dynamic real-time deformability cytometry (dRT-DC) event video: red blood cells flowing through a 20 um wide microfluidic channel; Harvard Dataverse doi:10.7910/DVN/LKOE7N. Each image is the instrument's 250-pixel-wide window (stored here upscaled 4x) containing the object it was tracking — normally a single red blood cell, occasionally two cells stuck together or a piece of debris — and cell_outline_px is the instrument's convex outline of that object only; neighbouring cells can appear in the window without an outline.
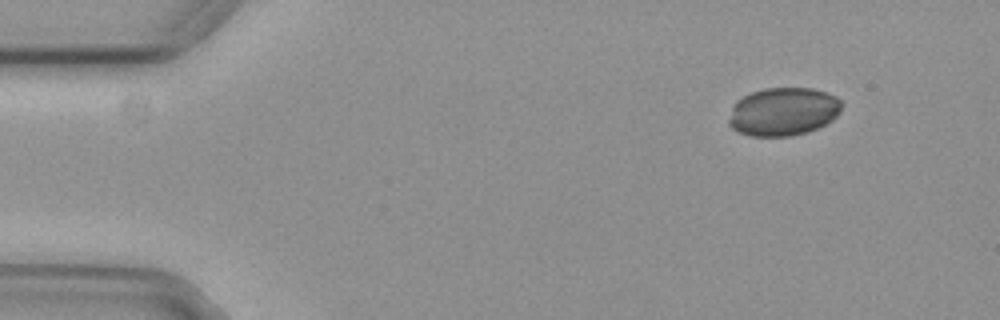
{"species": "common noctule bat (a hibernating species)", "species_latin": "Nyctalus noctula", "temperature_condition": "cold", "stored_images_in_passage": 28, "camera_frame_rate_fps": 3000, "um_per_image_px": 0.085, "animal": {"sex": "female", "body_mass_g": 29.2, "forearm_length_mm": 56.3}, "frame": {"image": 1, "passage_image": 1, "time_ms": 0.0, "image_size_px": [1000, 320], "cell_outline_px": [[840, 112], [832, 120], [816, 128], [804, 132], [788, 136], [752, 136], [740, 132], [732, 128], [728, 124], [728, 120], [732, 108], [736, 100], [752, 92], [764, 88], [812, 88], [836, 96], [840, 100]], "centroid_in_image_um": [66.55, 9.48], "position_along_channel_um": 18.5, "area_um2": 31.44}}
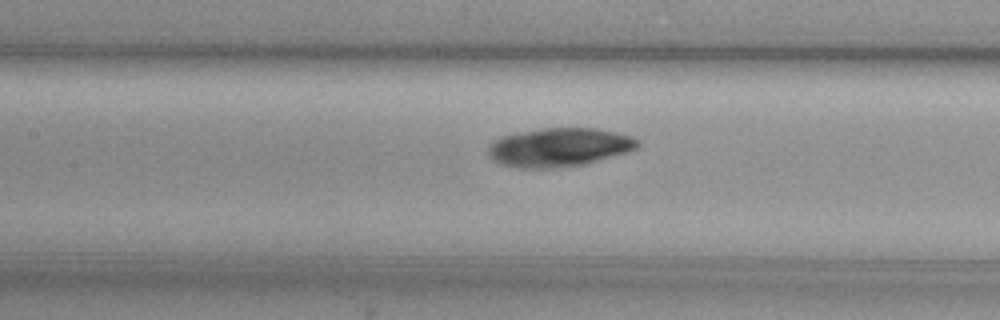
{"frame": {"image": 2, "passage_image": 20, "time_ms": 6.333, "image_size_px": [1000, 320], "cell_outline_px": [[640, 144], [636, 148], [624, 152], [584, 164], [552, 168], [516, 168], [500, 164], [492, 160], [488, 152], [488, 148], [500, 136], [540, 128], [596, 128], [616, 132], [632, 136], [640, 140]], "centroid_in_image_um": [47.51, 12.51], "position_along_channel_um": 159.9, "area_um2": 33.52}}
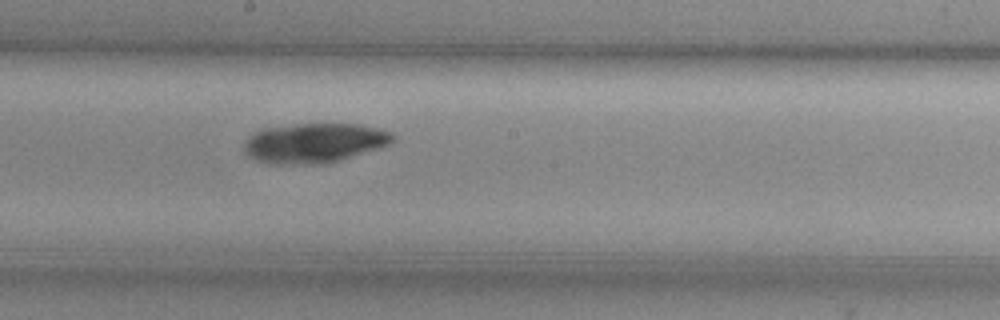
{"frame": {"image": 3, "passage_image": 25, "time_ms": 8.0, "image_size_px": [1000, 320], "cell_outline_px": [[392, 140], [388, 144], [340, 160], [324, 164], [268, 164], [256, 160], [244, 152], [244, 140], [248, 136], [264, 128], [296, 124], [356, 124], [376, 128], [392, 132]], "centroid_in_image_um": [26.63, 12.16], "position_along_channel_um": 221.6, "area_um2": 34.1}}